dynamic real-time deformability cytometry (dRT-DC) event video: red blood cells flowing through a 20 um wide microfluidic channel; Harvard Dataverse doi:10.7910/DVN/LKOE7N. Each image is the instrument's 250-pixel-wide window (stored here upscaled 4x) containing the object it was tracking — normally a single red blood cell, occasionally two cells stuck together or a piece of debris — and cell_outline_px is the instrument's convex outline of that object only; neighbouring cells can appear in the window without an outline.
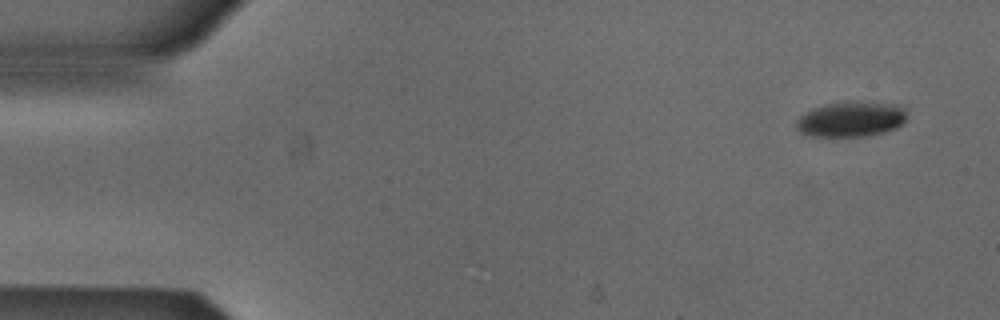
{"species": "Egyptian fruit bat (a non-hibernating species)", "species_latin": "Rousettus aegyptiacus", "temperature_condition": "cold", "stored_images_in_passage": 5, "camera_frame_rate_fps": 3000, "um_per_image_px": 0.085, "animal": {"sex": "male"}, "frame": {"image": 1, "passage_image": 1, "time_ms": 0.0, "image_size_px": [1000, 320], "cell_outline_px": [[908, 116], [904, 124], [896, 128], [884, 132], [868, 136], [808, 136], [800, 132], [796, 128], [796, 120], [804, 112], [812, 108], [828, 104], [848, 100], [856, 100], [900, 104], [904, 108]], "centroid_in_image_um": [72.38, 10.11], "position_along_channel_um": 12.6, "area_um2": 23.41}}
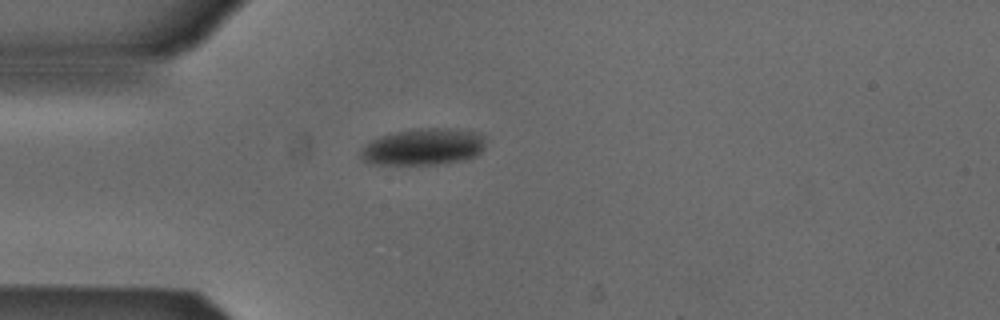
{"frame": {"image": 2, "passage_image": 4, "time_ms": 1.0, "image_size_px": [1000, 320], "cell_outline_px": [[484, 148], [476, 156], [468, 160], [436, 164], [368, 164], [360, 156], [360, 152], [372, 140], [380, 136], [396, 132], [420, 128], [448, 128], [472, 132], [484, 136]], "centroid_in_image_um": [36.0, 12.49], "position_along_channel_um": 49.0, "area_um2": 26.47}}